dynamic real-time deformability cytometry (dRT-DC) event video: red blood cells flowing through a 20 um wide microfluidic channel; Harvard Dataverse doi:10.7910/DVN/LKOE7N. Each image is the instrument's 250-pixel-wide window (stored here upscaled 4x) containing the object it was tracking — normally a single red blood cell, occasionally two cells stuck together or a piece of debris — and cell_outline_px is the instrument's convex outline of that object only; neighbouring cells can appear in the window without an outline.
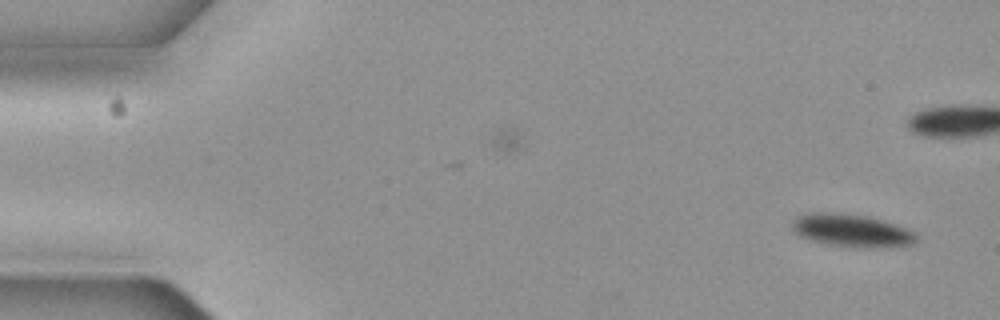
{"species": "common noctule bat (a hibernating species)", "species_latin": "Nyctalus noctula", "temperature_condition": "cold", "stored_images_in_passage": 6, "camera_frame_rate_fps": 3000, "um_per_image_px": 0.085, "animal": {"sex": "female", "body_mass_g": 19.3, "forearm_length_mm": 54.1}, "frame": {"image": 1, "passage_image": 1, "time_ms": 0.0, "image_size_px": [1000, 320], "cell_outline_px": [[916, 240], [912, 244], [828, 244], [812, 240], [800, 236], [792, 228], [792, 220], [796, 216], [812, 212], [828, 212], [868, 216], [884, 220], [904, 228], [912, 232], [916, 236]], "centroid_in_image_um": [72.25, 19.51], "position_along_channel_um": 12.8, "area_um2": 22.08}}
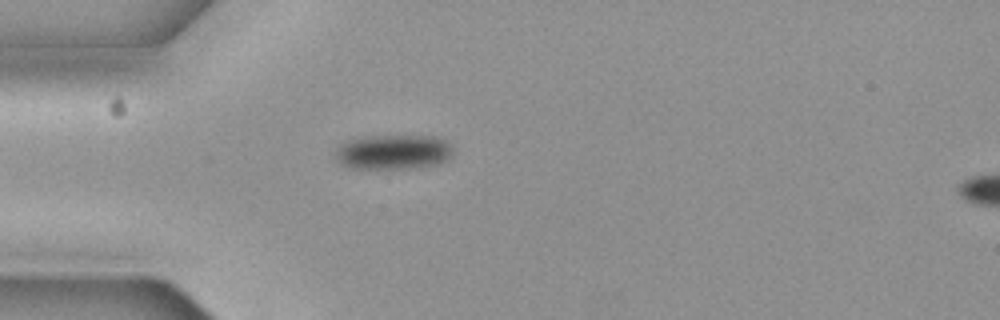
{"frame": {"image": 2, "passage_image": 6, "time_ms": 1.667, "image_size_px": [1000, 320], "cell_outline_px": [[452, 156], [448, 160], [440, 164], [416, 168], [348, 168], [340, 164], [336, 160], [336, 148], [348, 140], [364, 136], [432, 136], [444, 140], [452, 148]], "centroid_in_image_um": [33.43, 12.93], "position_along_channel_um": 51.6, "area_um2": 23.99}}